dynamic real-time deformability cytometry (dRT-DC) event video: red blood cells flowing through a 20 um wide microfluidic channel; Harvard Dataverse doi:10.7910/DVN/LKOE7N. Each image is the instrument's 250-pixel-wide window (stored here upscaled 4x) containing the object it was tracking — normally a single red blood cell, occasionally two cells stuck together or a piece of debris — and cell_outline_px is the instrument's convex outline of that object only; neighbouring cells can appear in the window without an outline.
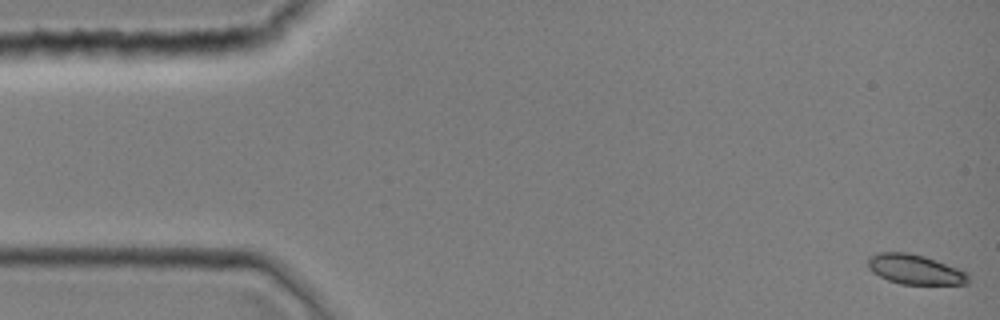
{"species": "common noctule bat (a hibernating species)", "species_latin": "Nyctalus noctula", "temperature_condition": "room temperature", "stored_images_in_passage": 44, "camera_frame_rate_fps": 3000, "um_per_image_px": 0.085, "animal": {"sex": "female", "body_mass_g": 19.0, "forearm_length_mm": 51.5}, "frame": {"image": 1, "passage_image": 1, "time_ms": 0.0, "image_size_px": [1000, 320], "cell_outline_px": [[968, 284], [900, 284], [888, 280], [872, 272], [868, 268], [868, 260], [876, 252], [908, 252], [924, 256], [936, 260], [956, 268], [964, 272], [968, 276]], "centroid_in_image_um": [77.73, 22.9], "position_along_channel_um": 7.3, "area_um2": 17.22}}
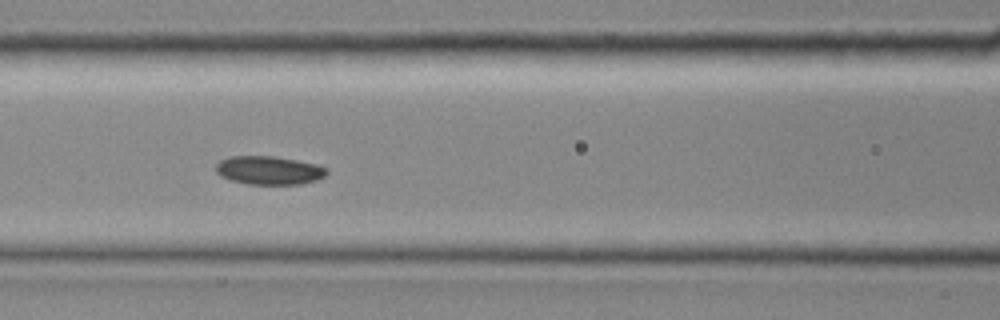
{"frame": {"image": 2, "passage_image": 19, "time_ms": 6.0, "image_size_px": [1000, 320], "cell_outline_px": [[328, 172], [324, 176], [316, 180], [300, 184], [248, 184], [232, 180], [220, 176], [216, 172], [216, 164], [220, 160], [228, 156], [272, 156], [296, 160], [316, 164], [328, 168]], "centroid_in_image_um": [22.85, 14.47], "position_along_channel_um": 143.7, "area_um2": 18.38}}
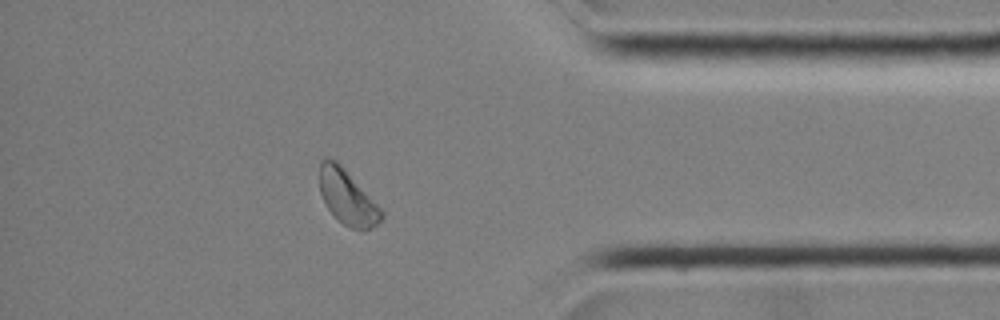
{"frame": {"image": 3, "passage_image": 38, "time_ms": 12.333, "image_size_px": [1000, 320], "cell_outline_px": [[384, 216], [376, 224], [368, 228], [352, 228], [344, 224], [328, 208], [320, 192], [320, 160], [324, 156], [328, 156], [336, 160], [344, 168], [384, 212]], "centroid_in_image_um": [29.5, 16.7], "position_along_channel_um": 405.7, "area_um2": 19.13}}